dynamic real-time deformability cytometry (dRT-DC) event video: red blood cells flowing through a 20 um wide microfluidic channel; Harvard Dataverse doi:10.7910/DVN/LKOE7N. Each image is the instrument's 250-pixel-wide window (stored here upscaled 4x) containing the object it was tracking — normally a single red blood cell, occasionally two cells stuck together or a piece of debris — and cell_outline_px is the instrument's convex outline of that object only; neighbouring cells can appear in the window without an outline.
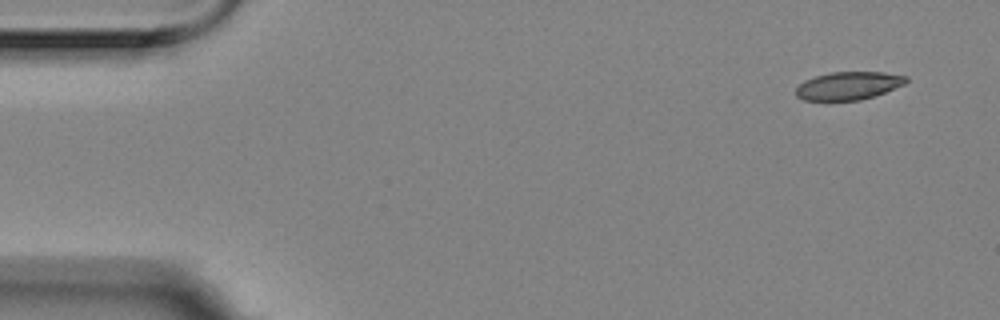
{"species": "Egyptian fruit bat (a non-hibernating species)", "species_latin": "Rousettus aegyptiacus", "temperature_condition": "room temperature", "stored_images_in_passage": 9, "camera_frame_rate_fps": 3000, "um_per_image_px": 0.085, "animal": {"sex": "female"}, "frame": {"image": 1, "passage_image": 1, "time_ms": 0.0, "image_size_px": [1000, 320], "cell_outline_px": [[908, 80], [904, 84], [884, 92], [860, 100], [804, 100], [796, 96], [796, 88], [804, 80], [816, 76], [832, 72], [884, 72], [908, 76]], "centroid_in_image_um": [72.11, 7.28], "position_along_channel_um": 12.9, "area_um2": 17.8}}
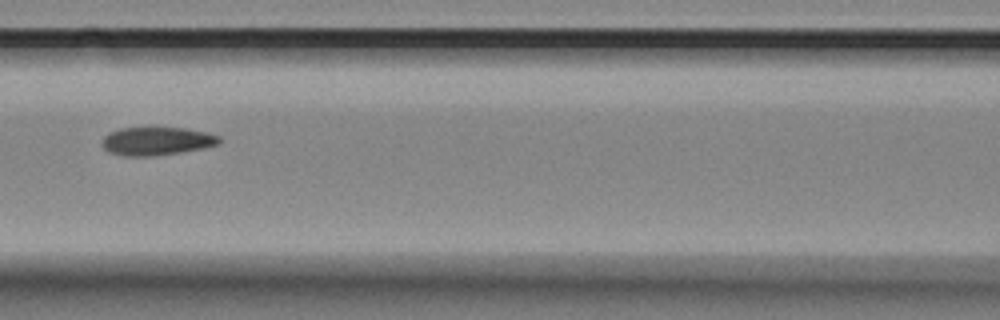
{"frame": {"image": 2, "passage_image": 7, "time_ms": 2.0, "image_size_px": [1000, 320], "cell_outline_px": [[220, 144], [204, 148], [156, 156], [120, 156], [108, 152], [100, 144], [104, 136], [108, 132], [120, 128], [184, 128], [204, 132], [220, 136]], "centroid_in_image_um": [13.27, 12.01], "position_along_channel_um": 153.3, "area_um2": 19.42}}
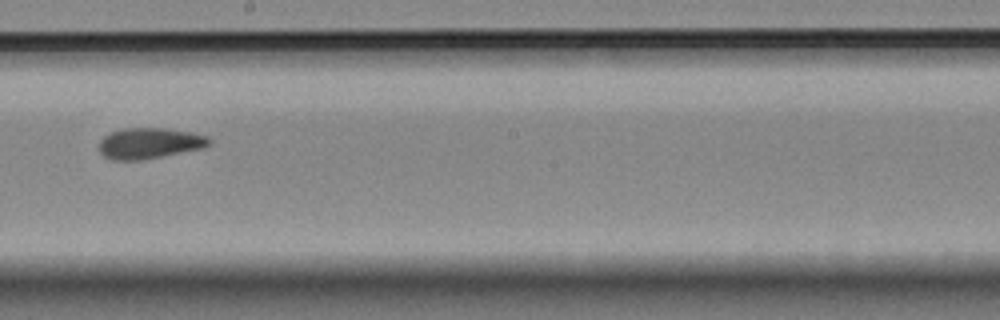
{"frame": {"image": 3, "passage_image": 9, "time_ms": 2.667, "image_size_px": [1000, 320], "cell_outline_px": [[212, 144], [204, 148], [140, 160], [112, 160], [104, 156], [100, 152], [100, 140], [108, 132], [124, 128], [168, 128], [208, 136], [212, 140]], "centroid_in_image_um": [12.72, 12.17], "position_along_channel_um": 235.5, "area_um2": 19.88}}